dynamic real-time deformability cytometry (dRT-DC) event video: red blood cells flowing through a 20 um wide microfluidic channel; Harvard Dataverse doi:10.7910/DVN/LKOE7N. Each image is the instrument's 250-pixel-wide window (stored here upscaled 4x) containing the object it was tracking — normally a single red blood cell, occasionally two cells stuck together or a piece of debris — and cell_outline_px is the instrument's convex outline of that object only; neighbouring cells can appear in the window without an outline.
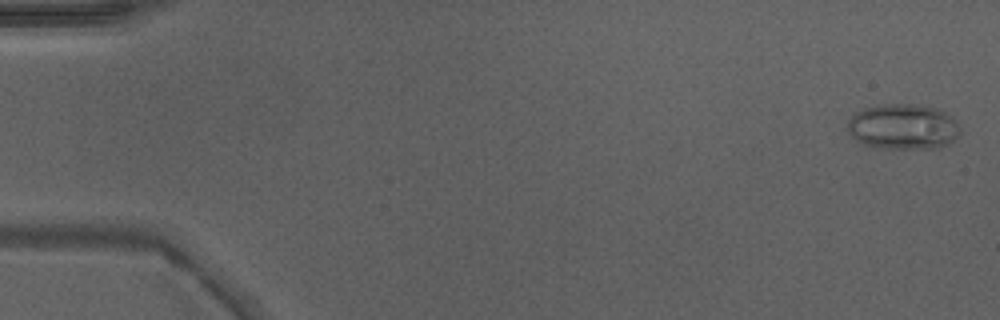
{"species": "Egyptian fruit bat (a non-hibernating species)", "species_latin": "Rousettus aegyptiacus", "temperature_condition": "warm", "stored_images_in_passage": 40, "camera_frame_rate_fps": 3000, "um_per_image_px": 0.085, "animal": {"sex": "male"}, "frame": {"image": 1, "passage_image": 2, "time_ms": 0.333, "image_size_px": [1000, 320], "cell_outline_px": [[960, 132], [948, 144], [936, 148], [880, 148], [864, 144], [856, 140], [848, 132], [848, 120], [856, 112], [864, 108], [884, 104], [912, 104], [936, 108], [944, 112], [956, 120], [960, 128]], "centroid_in_image_um": [76.75, 10.77], "position_along_channel_um": 8.2, "area_um2": 29.65}}
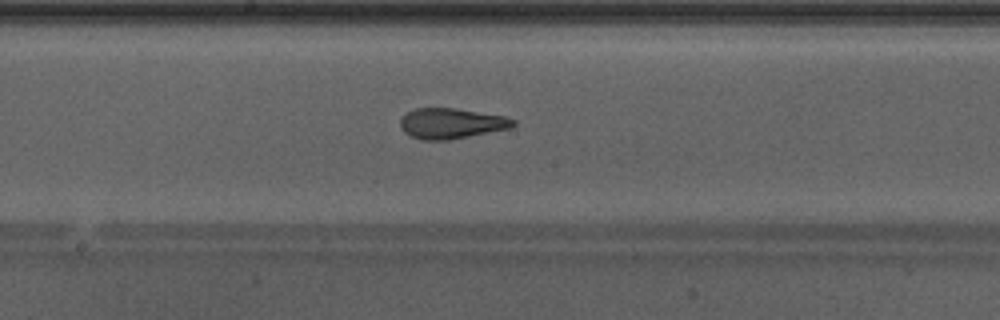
{"frame": {"image": 2, "passage_image": 27, "time_ms": 8.667, "image_size_px": [1000, 320], "cell_outline_px": [[516, 124], [512, 128], [448, 140], [424, 140], [412, 136], [404, 132], [400, 128], [400, 120], [412, 108], [456, 108], [504, 116], [516, 120]], "centroid_in_image_um": [38.37, 10.49], "position_along_channel_um": 209.8, "area_um2": 20.06}}
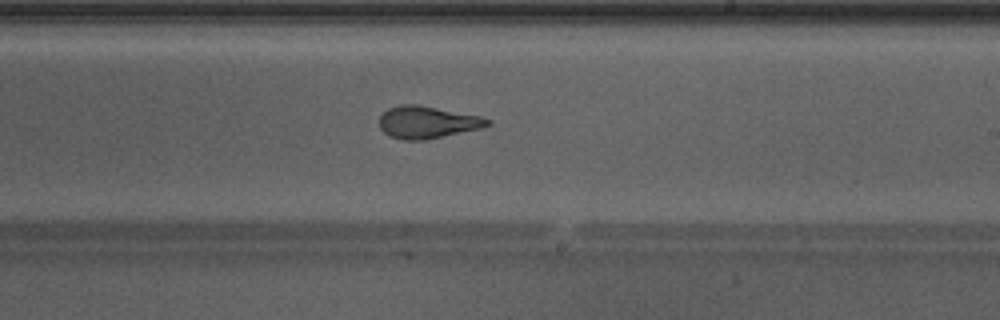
{"frame": {"image": 3, "passage_image": 30, "time_ms": 9.667, "image_size_px": [1000, 320], "cell_outline_px": [[492, 124], [480, 128], [424, 140], [404, 140], [392, 136], [384, 132], [380, 128], [380, 116], [388, 108], [400, 104], [416, 104], [480, 116], [492, 120]], "centroid_in_image_um": [36.32, 10.38], "position_along_channel_um": 252.7, "area_um2": 20.06}}